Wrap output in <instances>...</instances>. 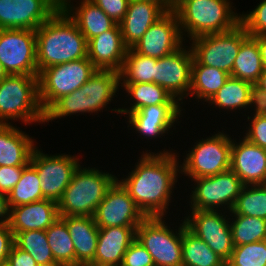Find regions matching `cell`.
I'll use <instances>...</instances> for the list:
<instances>
[{"instance_id": "1", "label": "cell", "mask_w": 266, "mask_h": 266, "mask_svg": "<svg viewBox=\"0 0 266 266\" xmlns=\"http://www.w3.org/2000/svg\"><path fill=\"white\" fill-rule=\"evenodd\" d=\"M171 151L143 153L135 169L118 180L146 217L166 214L180 166Z\"/></svg>"}, {"instance_id": "2", "label": "cell", "mask_w": 266, "mask_h": 266, "mask_svg": "<svg viewBox=\"0 0 266 266\" xmlns=\"http://www.w3.org/2000/svg\"><path fill=\"white\" fill-rule=\"evenodd\" d=\"M35 31L38 75L47 67L87 58L88 42L62 8Z\"/></svg>"}, {"instance_id": "3", "label": "cell", "mask_w": 266, "mask_h": 266, "mask_svg": "<svg viewBox=\"0 0 266 266\" xmlns=\"http://www.w3.org/2000/svg\"><path fill=\"white\" fill-rule=\"evenodd\" d=\"M119 84L118 71L97 69L79 89L56 100L44 112V122L80 112L98 113L113 100Z\"/></svg>"}, {"instance_id": "4", "label": "cell", "mask_w": 266, "mask_h": 266, "mask_svg": "<svg viewBox=\"0 0 266 266\" xmlns=\"http://www.w3.org/2000/svg\"><path fill=\"white\" fill-rule=\"evenodd\" d=\"M229 0H178L175 13L180 32L199 36L228 31L240 23V15L234 13ZM184 30V32H183Z\"/></svg>"}, {"instance_id": "5", "label": "cell", "mask_w": 266, "mask_h": 266, "mask_svg": "<svg viewBox=\"0 0 266 266\" xmlns=\"http://www.w3.org/2000/svg\"><path fill=\"white\" fill-rule=\"evenodd\" d=\"M78 169L70 184L57 202L60 217H93L96 208L105 198L108 189L118 179L116 176L94 168Z\"/></svg>"}, {"instance_id": "6", "label": "cell", "mask_w": 266, "mask_h": 266, "mask_svg": "<svg viewBox=\"0 0 266 266\" xmlns=\"http://www.w3.org/2000/svg\"><path fill=\"white\" fill-rule=\"evenodd\" d=\"M44 122L39 101L38 75H8L0 81V124Z\"/></svg>"}, {"instance_id": "7", "label": "cell", "mask_w": 266, "mask_h": 266, "mask_svg": "<svg viewBox=\"0 0 266 266\" xmlns=\"http://www.w3.org/2000/svg\"><path fill=\"white\" fill-rule=\"evenodd\" d=\"M96 71L88 57L43 69L38 75L39 101L43 111L59 98L79 89Z\"/></svg>"}, {"instance_id": "8", "label": "cell", "mask_w": 266, "mask_h": 266, "mask_svg": "<svg viewBox=\"0 0 266 266\" xmlns=\"http://www.w3.org/2000/svg\"><path fill=\"white\" fill-rule=\"evenodd\" d=\"M162 219L146 217L136 229V239L150 253L155 266H183L182 223L174 233Z\"/></svg>"}, {"instance_id": "9", "label": "cell", "mask_w": 266, "mask_h": 266, "mask_svg": "<svg viewBox=\"0 0 266 266\" xmlns=\"http://www.w3.org/2000/svg\"><path fill=\"white\" fill-rule=\"evenodd\" d=\"M248 36L240 22L228 31L196 37L191 39L193 56L201 65L217 68L231 75L241 43Z\"/></svg>"}, {"instance_id": "10", "label": "cell", "mask_w": 266, "mask_h": 266, "mask_svg": "<svg viewBox=\"0 0 266 266\" xmlns=\"http://www.w3.org/2000/svg\"><path fill=\"white\" fill-rule=\"evenodd\" d=\"M219 132L202 138L188 151L186 160L180 165V173L192 179L209 177L230 170L231 167V137Z\"/></svg>"}, {"instance_id": "11", "label": "cell", "mask_w": 266, "mask_h": 266, "mask_svg": "<svg viewBox=\"0 0 266 266\" xmlns=\"http://www.w3.org/2000/svg\"><path fill=\"white\" fill-rule=\"evenodd\" d=\"M0 62L8 75H38L36 31L0 29Z\"/></svg>"}, {"instance_id": "12", "label": "cell", "mask_w": 266, "mask_h": 266, "mask_svg": "<svg viewBox=\"0 0 266 266\" xmlns=\"http://www.w3.org/2000/svg\"><path fill=\"white\" fill-rule=\"evenodd\" d=\"M197 183L192 190L191 210L216 211L220 206L232 210L244 184L230 169L209 177L191 179ZM227 205V207H225ZM218 208V209H217Z\"/></svg>"}, {"instance_id": "13", "label": "cell", "mask_w": 266, "mask_h": 266, "mask_svg": "<svg viewBox=\"0 0 266 266\" xmlns=\"http://www.w3.org/2000/svg\"><path fill=\"white\" fill-rule=\"evenodd\" d=\"M73 155H48L37 147L34 149L30 163L36 168L41 181L42 195L45 199L58 202L73 174L78 169L79 158Z\"/></svg>"}, {"instance_id": "14", "label": "cell", "mask_w": 266, "mask_h": 266, "mask_svg": "<svg viewBox=\"0 0 266 266\" xmlns=\"http://www.w3.org/2000/svg\"><path fill=\"white\" fill-rule=\"evenodd\" d=\"M221 210H192L186 216V227L227 262L234 250L230 221L227 215H222Z\"/></svg>"}, {"instance_id": "15", "label": "cell", "mask_w": 266, "mask_h": 266, "mask_svg": "<svg viewBox=\"0 0 266 266\" xmlns=\"http://www.w3.org/2000/svg\"><path fill=\"white\" fill-rule=\"evenodd\" d=\"M61 8V0H0V29L36 30Z\"/></svg>"}, {"instance_id": "16", "label": "cell", "mask_w": 266, "mask_h": 266, "mask_svg": "<svg viewBox=\"0 0 266 266\" xmlns=\"http://www.w3.org/2000/svg\"><path fill=\"white\" fill-rule=\"evenodd\" d=\"M99 228L139 226L146 218L118 179L108 189L93 215Z\"/></svg>"}, {"instance_id": "17", "label": "cell", "mask_w": 266, "mask_h": 266, "mask_svg": "<svg viewBox=\"0 0 266 266\" xmlns=\"http://www.w3.org/2000/svg\"><path fill=\"white\" fill-rule=\"evenodd\" d=\"M193 60L192 48L186 50L183 45L173 53L157 59L155 83L181 101L189 95Z\"/></svg>"}, {"instance_id": "18", "label": "cell", "mask_w": 266, "mask_h": 266, "mask_svg": "<svg viewBox=\"0 0 266 266\" xmlns=\"http://www.w3.org/2000/svg\"><path fill=\"white\" fill-rule=\"evenodd\" d=\"M183 39L176 13L166 12L131 49L138 54L159 59L179 49Z\"/></svg>"}, {"instance_id": "19", "label": "cell", "mask_w": 266, "mask_h": 266, "mask_svg": "<svg viewBox=\"0 0 266 266\" xmlns=\"http://www.w3.org/2000/svg\"><path fill=\"white\" fill-rule=\"evenodd\" d=\"M230 169L244 185L266 184V149L250 143L232 140Z\"/></svg>"}, {"instance_id": "20", "label": "cell", "mask_w": 266, "mask_h": 266, "mask_svg": "<svg viewBox=\"0 0 266 266\" xmlns=\"http://www.w3.org/2000/svg\"><path fill=\"white\" fill-rule=\"evenodd\" d=\"M87 42V57L97 69L121 70L128 47L123 41L119 24Z\"/></svg>"}, {"instance_id": "21", "label": "cell", "mask_w": 266, "mask_h": 266, "mask_svg": "<svg viewBox=\"0 0 266 266\" xmlns=\"http://www.w3.org/2000/svg\"><path fill=\"white\" fill-rule=\"evenodd\" d=\"M138 226L99 228L93 266H121L124 254L136 239Z\"/></svg>"}, {"instance_id": "22", "label": "cell", "mask_w": 266, "mask_h": 266, "mask_svg": "<svg viewBox=\"0 0 266 266\" xmlns=\"http://www.w3.org/2000/svg\"><path fill=\"white\" fill-rule=\"evenodd\" d=\"M180 104H159L128 113L129 125L144 137L156 138L168 133L181 115ZM179 116V117H178Z\"/></svg>"}, {"instance_id": "23", "label": "cell", "mask_w": 266, "mask_h": 266, "mask_svg": "<svg viewBox=\"0 0 266 266\" xmlns=\"http://www.w3.org/2000/svg\"><path fill=\"white\" fill-rule=\"evenodd\" d=\"M59 217L57 202L42 199L10 208L9 226L15 237L19 232L46 230Z\"/></svg>"}, {"instance_id": "24", "label": "cell", "mask_w": 266, "mask_h": 266, "mask_svg": "<svg viewBox=\"0 0 266 266\" xmlns=\"http://www.w3.org/2000/svg\"><path fill=\"white\" fill-rule=\"evenodd\" d=\"M165 13L157 4L130 0L125 17L119 23L125 45L132 48Z\"/></svg>"}, {"instance_id": "25", "label": "cell", "mask_w": 266, "mask_h": 266, "mask_svg": "<svg viewBox=\"0 0 266 266\" xmlns=\"http://www.w3.org/2000/svg\"><path fill=\"white\" fill-rule=\"evenodd\" d=\"M67 225L72 239L76 266L90 265L96 253L99 227L93 217L64 216L60 217Z\"/></svg>"}, {"instance_id": "26", "label": "cell", "mask_w": 266, "mask_h": 266, "mask_svg": "<svg viewBox=\"0 0 266 266\" xmlns=\"http://www.w3.org/2000/svg\"><path fill=\"white\" fill-rule=\"evenodd\" d=\"M36 146L29 135L15 126L0 124V166L25 167Z\"/></svg>"}, {"instance_id": "27", "label": "cell", "mask_w": 266, "mask_h": 266, "mask_svg": "<svg viewBox=\"0 0 266 266\" xmlns=\"http://www.w3.org/2000/svg\"><path fill=\"white\" fill-rule=\"evenodd\" d=\"M70 2L71 0H61V8L75 22L87 41L117 24L91 0H81L77 8L71 7Z\"/></svg>"}, {"instance_id": "28", "label": "cell", "mask_w": 266, "mask_h": 266, "mask_svg": "<svg viewBox=\"0 0 266 266\" xmlns=\"http://www.w3.org/2000/svg\"><path fill=\"white\" fill-rule=\"evenodd\" d=\"M120 84L121 87L125 88L126 93L131 96L130 100H133V102H135L129 109L115 108L111 110L118 112L119 114H128L149 105L180 104L176 98L172 97L163 87L154 82Z\"/></svg>"}, {"instance_id": "29", "label": "cell", "mask_w": 266, "mask_h": 266, "mask_svg": "<svg viewBox=\"0 0 266 266\" xmlns=\"http://www.w3.org/2000/svg\"><path fill=\"white\" fill-rule=\"evenodd\" d=\"M223 70L201 65L195 58L192 63L191 88L189 94L208 102L230 77Z\"/></svg>"}, {"instance_id": "30", "label": "cell", "mask_w": 266, "mask_h": 266, "mask_svg": "<svg viewBox=\"0 0 266 266\" xmlns=\"http://www.w3.org/2000/svg\"><path fill=\"white\" fill-rule=\"evenodd\" d=\"M183 266H225L226 262L182 223Z\"/></svg>"}, {"instance_id": "31", "label": "cell", "mask_w": 266, "mask_h": 266, "mask_svg": "<svg viewBox=\"0 0 266 266\" xmlns=\"http://www.w3.org/2000/svg\"><path fill=\"white\" fill-rule=\"evenodd\" d=\"M264 69L257 41L248 36L234 60L231 77L255 84Z\"/></svg>"}, {"instance_id": "32", "label": "cell", "mask_w": 266, "mask_h": 266, "mask_svg": "<svg viewBox=\"0 0 266 266\" xmlns=\"http://www.w3.org/2000/svg\"><path fill=\"white\" fill-rule=\"evenodd\" d=\"M45 232L54 260L61 266H76L75 248L66 223L59 217Z\"/></svg>"}, {"instance_id": "33", "label": "cell", "mask_w": 266, "mask_h": 266, "mask_svg": "<svg viewBox=\"0 0 266 266\" xmlns=\"http://www.w3.org/2000/svg\"><path fill=\"white\" fill-rule=\"evenodd\" d=\"M156 62L157 58L138 54L128 48L123 66L119 71L120 83H155Z\"/></svg>"}, {"instance_id": "34", "label": "cell", "mask_w": 266, "mask_h": 266, "mask_svg": "<svg viewBox=\"0 0 266 266\" xmlns=\"http://www.w3.org/2000/svg\"><path fill=\"white\" fill-rule=\"evenodd\" d=\"M252 85L248 81L230 76L208 102L211 105L226 108L227 110L247 109V107L249 108L250 89Z\"/></svg>"}, {"instance_id": "35", "label": "cell", "mask_w": 266, "mask_h": 266, "mask_svg": "<svg viewBox=\"0 0 266 266\" xmlns=\"http://www.w3.org/2000/svg\"><path fill=\"white\" fill-rule=\"evenodd\" d=\"M7 197L10 208L45 199L38 173L31 163L23 168L20 180Z\"/></svg>"}, {"instance_id": "36", "label": "cell", "mask_w": 266, "mask_h": 266, "mask_svg": "<svg viewBox=\"0 0 266 266\" xmlns=\"http://www.w3.org/2000/svg\"><path fill=\"white\" fill-rule=\"evenodd\" d=\"M14 244L29 253L38 265H59L54 260L45 230L19 232L14 237Z\"/></svg>"}, {"instance_id": "37", "label": "cell", "mask_w": 266, "mask_h": 266, "mask_svg": "<svg viewBox=\"0 0 266 266\" xmlns=\"http://www.w3.org/2000/svg\"><path fill=\"white\" fill-rule=\"evenodd\" d=\"M230 212L266 220V184L244 185Z\"/></svg>"}, {"instance_id": "38", "label": "cell", "mask_w": 266, "mask_h": 266, "mask_svg": "<svg viewBox=\"0 0 266 266\" xmlns=\"http://www.w3.org/2000/svg\"><path fill=\"white\" fill-rule=\"evenodd\" d=\"M230 222L234 246L266 240V220L259 217L233 215Z\"/></svg>"}, {"instance_id": "39", "label": "cell", "mask_w": 266, "mask_h": 266, "mask_svg": "<svg viewBox=\"0 0 266 266\" xmlns=\"http://www.w3.org/2000/svg\"><path fill=\"white\" fill-rule=\"evenodd\" d=\"M228 266H266V240L234 246Z\"/></svg>"}, {"instance_id": "40", "label": "cell", "mask_w": 266, "mask_h": 266, "mask_svg": "<svg viewBox=\"0 0 266 266\" xmlns=\"http://www.w3.org/2000/svg\"><path fill=\"white\" fill-rule=\"evenodd\" d=\"M240 22L249 36L266 35V0L260 2L249 14L240 15Z\"/></svg>"}, {"instance_id": "41", "label": "cell", "mask_w": 266, "mask_h": 266, "mask_svg": "<svg viewBox=\"0 0 266 266\" xmlns=\"http://www.w3.org/2000/svg\"><path fill=\"white\" fill-rule=\"evenodd\" d=\"M121 266H155L152 256L145 247L135 239L127 249Z\"/></svg>"}, {"instance_id": "42", "label": "cell", "mask_w": 266, "mask_h": 266, "mask_svg": "<svg viewBox=\"0 0 266 266\" xmlns=\"http://www.w3.org/2000/svg\"><path fill=\"white\" fill-rule=\"evenodd\" d=\"M245 136L250 143L266 149V116L254 115ZM251 126V127H250Z\"/></svg>"}, {"instance_id": "43", "label": "cell", "mask_w": 266, "mask_h": 266, "mask_svg": "<svg viewBox=\"0 0 266 266\" xmlns=\"http://www.w3.org/2000/svg\"><path fill=\"white\" fill-rule=\"evenodd\" d=\"M119 24L125 17L130 0H91Z\"/></svg>"}, {"instance_id": "44", "label": "cell", "mask_w": 266, "mask_h": 266, "mask_svg": "<svg viewBox=\"0 0 266 266\" xmlns=\"http://www.w3.org/2000/svg\"><path fill=\"white\" fill-rule=\"evenodd\" d=\"M24 167L0 166V192L8 195L20 180Z\"/></svg>"}, {"instance_id": "45", "label": "cell", "mask_w": 266, "mask_h": 266, "mask_svg": "<svg viewBox=\"0 0 266 266\" xmlns=\"http://www.w3.org/2000/svg\"><path fill=\"white\" fill-rule=\"evenodd\" d=\"M14 245V233L9 224L0 225V264L8 260L10 250Z\"/></svg>"}, {"instance_id": "46", "label": "cell", "mask_w": 266, "mask_h": 266, "mask_svg": "<svg viewBox=\"0 0 266 266\" xmlns=\"http://www.w3.org/2000/svg\"><path fill=\"white\" fill-rule=\"evenodd\" d=\"M7 262L11 266H39L29 253L21 250L15 244L9 252Z\"/></svg>"}, {"instance_id": "47", "label": "cell", "mask_w": 266, "mask_h": 266, "mask_svg": "<svg viewBox=\"0 0 266 266\" xmlns=\"http://www.w3.org/2000/svg\"><path fill=\"white\" fill-rule=\"evenodd\" d=\"M251 105L255 107V115L266 116V91L261 90L255 84L250 89L249 106L252 107Z\"/></svg>"}, {"instance_id": "48", "label": "cell", "mask_w": 266, "mask_h": 266, "mask_svg": "<svg viewBox=\"0 0 266 266\" xmlns=\"http://www.w3.org/2000/svg\"><path fill=\"white\" fill-rule=\"evenodd\" d=\"M10 207L6 194L0 192V225L9 224Z\"/></svg>"}, {"instance_id": "49", "label": "cell", "mask_w": 266, "mask_h": 266, "mask_svg": "<svg viewBox=\"0 0 266 266\" xmlns=\"http://www.w3.org/2000/svg\"><path fill=\"white\" fill-rule=\"evenodd\" d=\"M146 1L157 4L160 6L165 12H173L177 7L178 0H139Z\"/></svg>"}, {"instance_id": "50", "label": "cell", "mask_w": 266, "mask_h": 266, "mask_svg": "<svg viewBox=\"0 0 266 266\" xmlns=\"http://www.w3.org/2000/svg\"><path fill=\"white\" fill-rule=\"evenodd\" d=\"M253 38L258 43L261 59L264 67H266V35L254 36Z\"/></svg>"}, {"instance_id": "51", "label": "cell", "mask_w": 266, "mask_h": 266, "mask_svg": "<svg viewBox=\"0 0 266 266\" xmlns=\"http://www.w3.org/2000/svg\"><path fill=\"white\" fill-rule=\"evenodd\" d=\"M255 85L263 91H266V67H264L261 75L259 76L258 81Z\"/></svg>"}, {"instance_id": "52", "label": "cell", "mask_w": 266, "mask_h": 266, "mask_svg": "<svg viewBox=\"0 0 266 266\" xmlns=\"http://www.w3.org/2000/svg\"><path fill=\"white\" fill-rule=\"evenodd\" d=\"M7 76H8V74H7V72L5 71V69H4L3 65H2V63L0 62V81H1L3 78L7 77Z\"/></svg>"}, {"instance_id": "53", "label": "cell", "mask_w": 266, "mask_h": 266, "mask_svg": "<svg viewBox=\"0 0 266 266\" xmlns=\"http://www.w3.org/2000/svg\"><path fill=\"white\" fill-rule=\"evenodd\" d=\"M0 266H11L8 262L1 263Z\"/></svg>"}, {"instance_id": "54", "label": "cell", "mask_w": 266, "mask_h": 266, "mask_svg": "<svg viewBox=\"0 0 266 266\" xmlns=\"http://www.w3.org/2000/svg\"><path fill=\"white\" fill-rule=\"evenodd\" d=\"M39 266H43V265H39ZM49 266H61V265H49Z\"/></svg>"}]
</instances>
